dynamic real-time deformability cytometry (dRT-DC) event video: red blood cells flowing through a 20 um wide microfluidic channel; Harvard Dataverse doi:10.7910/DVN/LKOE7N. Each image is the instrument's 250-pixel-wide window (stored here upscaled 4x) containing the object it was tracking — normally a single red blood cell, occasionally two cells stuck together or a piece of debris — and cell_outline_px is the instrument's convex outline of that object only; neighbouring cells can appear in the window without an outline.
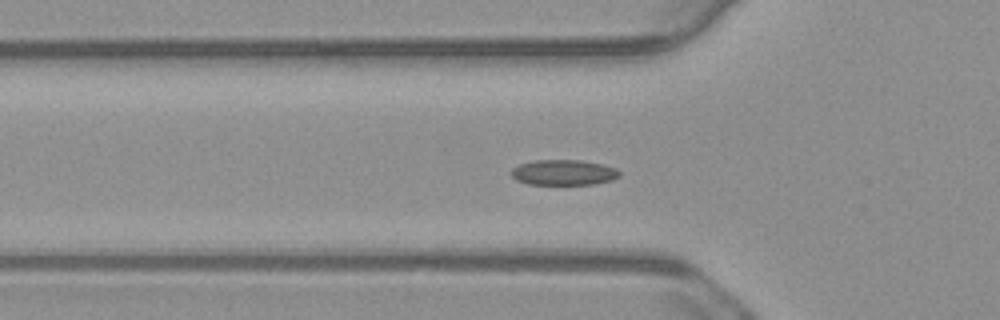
{"species": "common noctule bat (a hibernating species)", "species_latin": "Nyctalus noctula", "temperature_condition": "warm", "stored_images_in_passage": 41, "camera_frame_rate_fps": 3000, "um_per_image_px": 0.085, "animal": {"sex": "male", "body_mass_g": 23.1, "forearm_length_mm": 52.7}, "frame": {"image": 1, "passage_image": 3, "time_ms": 0.667, "image_size_px": [1000, 320], "cell_outline_px": [[620, 176], [612, 180], [596, 184], [528, 184], [516, 180], [512, 176], [512, 168], [520, 164], [532, 160], [580, 160], [604, 164], [616, 168], [620, 172]], "centroid_in_image_um": [47.93, 14.65], "position_along_channel_um": 77.9, "area_um2": 16.13}}
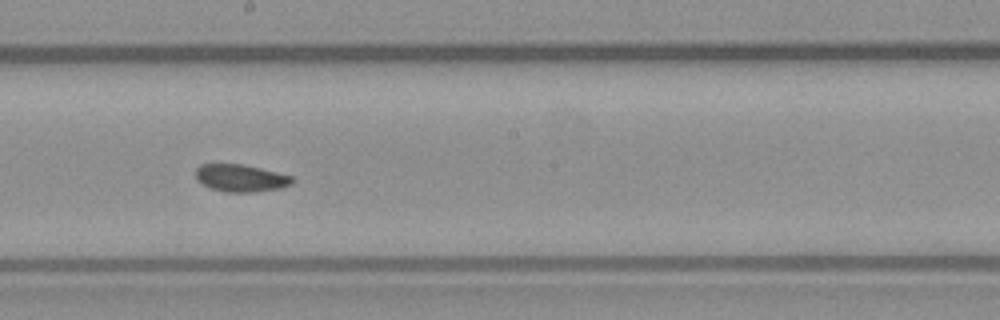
{"frame": {"image": 2, "passage_image": 15, "time_ms": 4.667, "image_size_px": [1000, 320], "cell_outline_px": [[292, 184], [280, 188], [256, 192], [224, 192], [212, 188], [196, 180], [196, 168], [200, 164], [244, 164], [292, 176]], "centroid_in_image_um": [20.45, 15.13], "position_along_channel_um": 227.8, "area_um2": 15.32}}
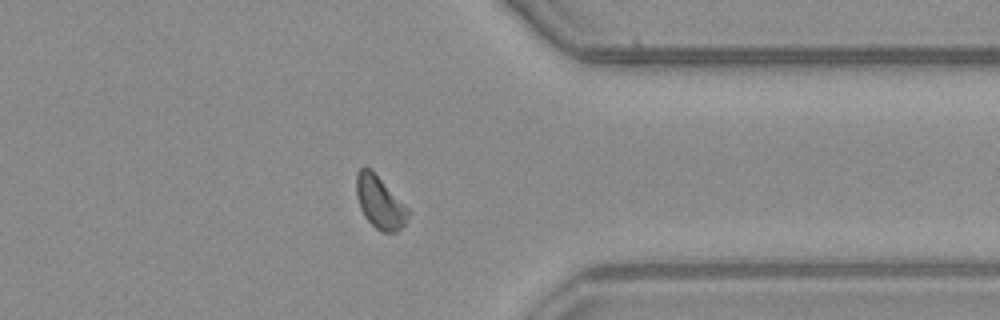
{"frame": {"image": 3, "passage_image": 28, "time_ms": 9.0, "image_size_px": [1000, 320], "cell_outline_px": [[408, 216], [404, 224], [396, 232], [380, 232], [364, 216], [360, 208], [356, 196], [356, 172], [360, 168], [368, 168], [408, 208]], "centroid_in_image_um": [32.25, 17.23], "position_along_channel_um": 379.2, "area_um2": 15.26}, "authors_computed_cell_mechanics": {"area_um2": 15.4904, "velocity_mm_per_s": 3.7217, "shape_relaxation_time_tau1_ms": 3.4282, "shape_relaxation_time_tau2_ms": 1.8666, "deformation_change_tau1": 0.0684, "deformation_change_tau2": 0.0489}}